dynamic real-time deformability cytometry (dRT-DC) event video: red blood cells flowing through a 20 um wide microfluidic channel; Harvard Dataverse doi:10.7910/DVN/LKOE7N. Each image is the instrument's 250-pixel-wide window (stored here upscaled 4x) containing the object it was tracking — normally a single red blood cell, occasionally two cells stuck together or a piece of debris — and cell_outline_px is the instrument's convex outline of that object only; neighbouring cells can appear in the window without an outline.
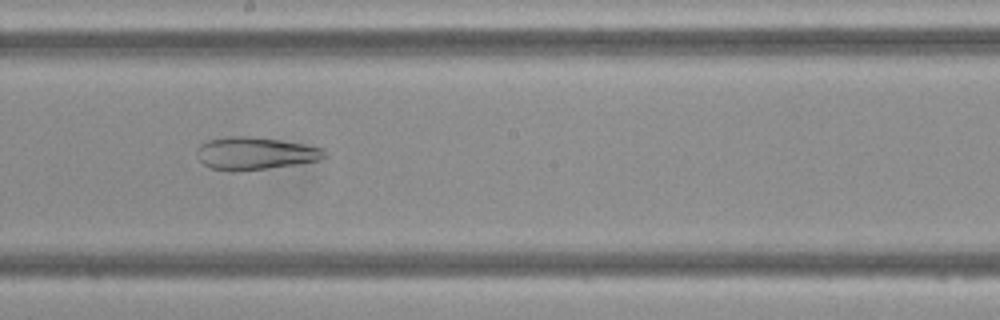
{"species": "Egyptian fruit bat (a non-hibernating species)", "species_latin": "Rousettus aegyptiacus", "temperature_condition": "cold", "stored_images_in_passage": 49, "camera_frame_rate_fps": 3000, "um_per_image_px": 0.085, "frame": {"image": 1, "passage_image": 27, "time_ms": 8.667, "image_size_px": [1000, 320], "cell_outline_px": [[328, 156], [316, 160], [292, 164], [236, 172], [228, 172], [212, 168], [204, 164], [196, 156], [196, 148], [200, 144], [208, 140], [228, 136], [248, 136], [304, 144], [324, 148]], "centroid_in_image_um": [21.62, 13.03], "position_along_channel_um": 226.6, "area_um2": 24.04}}
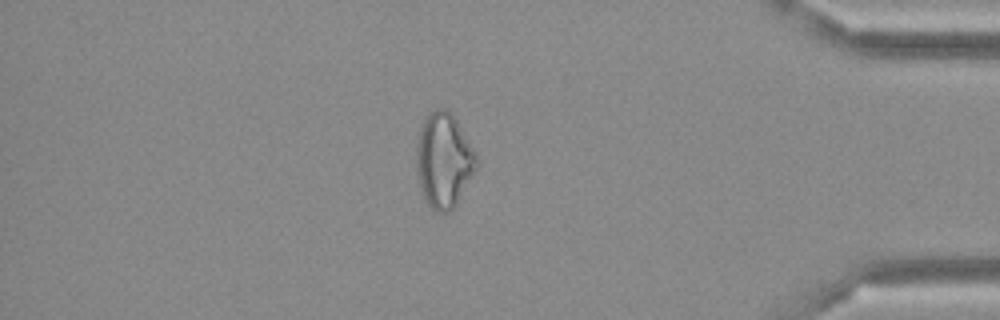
{"frame": {"image": 2, "passage_image": 42, "time_ms": 13.667, "image_size_px": [1000, 320], "cell_outline_px": [[476, 168], [456, 204], [448, 212], [436, 212], [424, 200], [420, 184], [416, 164], [416, 144], [420, 124], [424, 116], [428, 112], [436, 108], [444, 108], [452, 112], [476, 152]], "centroid_in_image_um": [37.69, 13.56], "position_along_channel_um": 397.5, "area_um2": 33.23}}
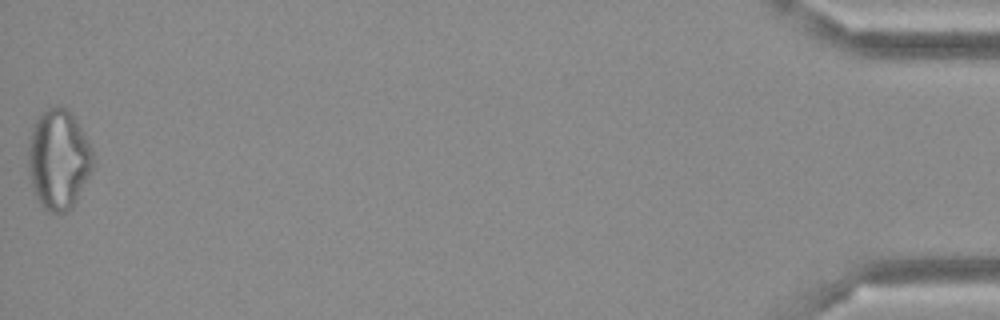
{"frame": {"image": 3, "passage_image": 49, "time_ms": 16.0, "image_size_px": [1000, 320], "cell_outline_px": [[92, 168], [72, 208], [64, 212], [48, 212], [40, 204], [32, 192], [28, 176], [28, 148], [32, 124], [48, 108], [56, 104], [60, 104], [68, 108], [92, 148]], "centroid_in_image_um": [4.93, 13.55], "position_along_channel_um": 430.3, "area_um2": 37.8}}